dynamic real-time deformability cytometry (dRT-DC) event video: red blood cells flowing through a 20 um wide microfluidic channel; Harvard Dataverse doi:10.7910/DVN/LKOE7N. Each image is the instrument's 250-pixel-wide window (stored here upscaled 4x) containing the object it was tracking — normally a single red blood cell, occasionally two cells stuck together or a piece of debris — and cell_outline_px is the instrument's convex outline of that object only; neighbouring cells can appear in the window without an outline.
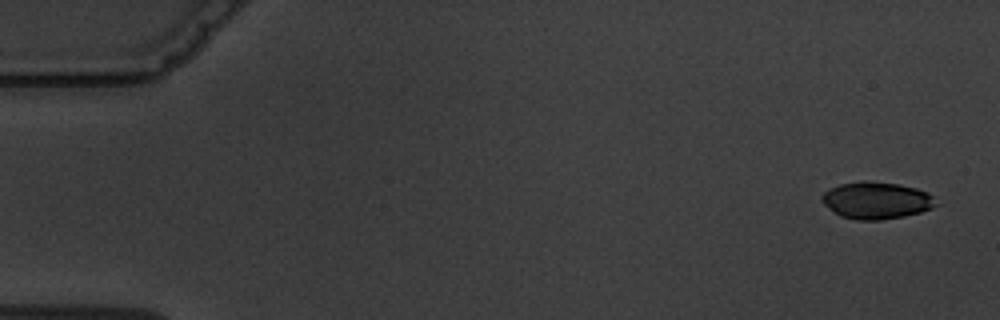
{"species": "common noctule bat (a hibernating species)", "species_latin": "Nyctalus noctula", "temperature_condition": "warm", "stored_images_in_passage": 4, "camera_frame_rate_fps": 3000, "um_per_image_px": 0.085, "animal": {"sex": "male", "body_mass_g": 19.5, "forearm_length_mm": 54.6}, "frame": {"image": 1, "passage_image": 1, "time_ms": 0.0, "image_size_px": [1000, 320], "cell_outline_px": [[940, 204], [932, 208], [920, 212], [904, 216], [880, 220], [856, 220], [840, 216], [828, 208], [820, 200], [820, 196], [828, 188], [840, 184], [860, 180], [864, 180], [900, 184], [916, 188], [932, 196]], "centroid_in_image_um": [74.46, 17.03], "position_along_channel_um": 10.5, "area_um2": 24.85}}
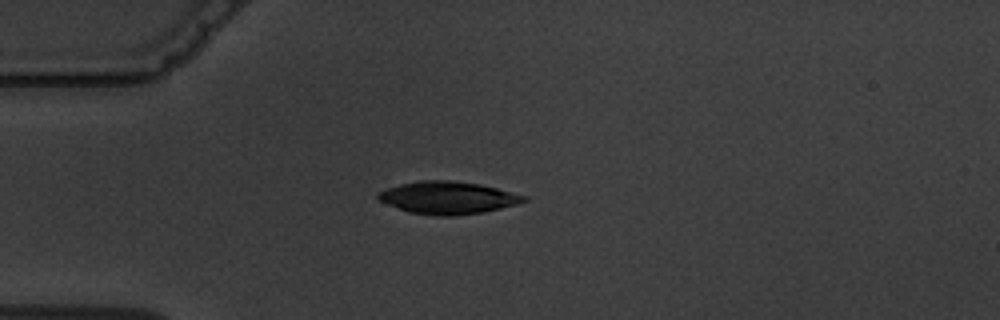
{"frame": {"image": 2, "passage_image": 4, "time_ms": 4.333, "image_size_px": [1000, 320], "cell_outline_px": [[528, 200], [516, 204], [500, 208], [480, 212], [452, 216], [436, 216], [408, 212], [376, 200], [376, 192], [400, 184], [420, 180], [452, 180], [480, 184], [528, 196]], "centroid_in_image_um": [38.01, 16.8], "position_along_channel_um": 47.0, "area_um2": 27.63}}